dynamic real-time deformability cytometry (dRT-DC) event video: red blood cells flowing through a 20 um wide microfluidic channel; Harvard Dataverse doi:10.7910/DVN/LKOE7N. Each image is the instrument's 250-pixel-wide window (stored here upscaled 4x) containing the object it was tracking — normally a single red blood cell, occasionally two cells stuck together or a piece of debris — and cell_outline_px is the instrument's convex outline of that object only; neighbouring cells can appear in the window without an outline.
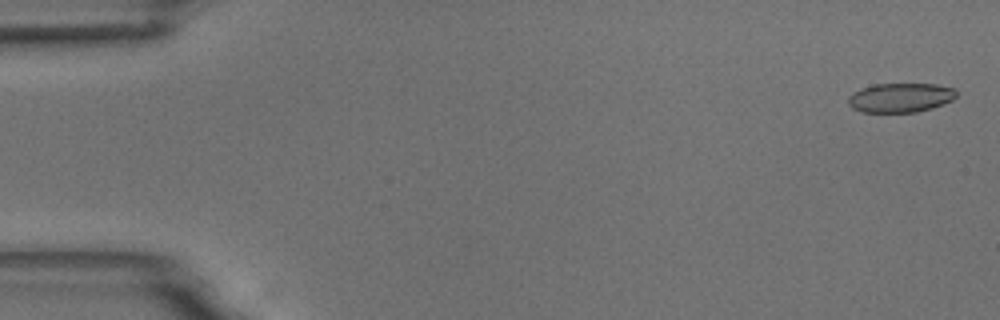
{"species": "common noctule bat (a hibernating species)", "species_latin": "Nyctalus noctula", "temperature_condition": "room temperature", "stored_images_in_passage": 5, "camera_frame_rate_fps": 3000, "um_per_image_px": 0.085, "animal": {"sex": "male", "body_mass_g": 18.8}, "frame": {"image": 1, "passage_image": 2, "time_ms": 0.333, "image_size_px": [1000, 320], "cell_outline_px": [[956, 96], [952, 100], [944, 104], [932, 108], [916, 112], [864, 112], [852, 108], [848, 104], [848, 96], [852, 92], [860, 88], [872, 84], [936, 84], [956, 88]], "centroid_in_image_um": [76.53, 8.29], "position_along_channel_um": 8.5, "area_um2": 18.67}}